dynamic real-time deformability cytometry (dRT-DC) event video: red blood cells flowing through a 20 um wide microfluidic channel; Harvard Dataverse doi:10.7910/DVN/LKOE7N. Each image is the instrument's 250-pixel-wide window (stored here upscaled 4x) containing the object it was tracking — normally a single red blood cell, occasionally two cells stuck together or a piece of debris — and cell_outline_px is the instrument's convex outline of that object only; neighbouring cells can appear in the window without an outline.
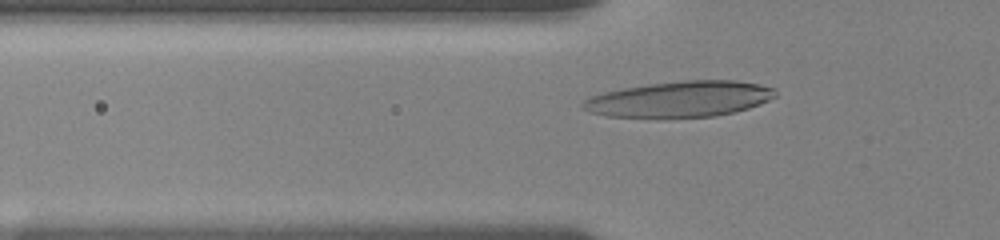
{"species": "human", "species_latin": "Homo sapiens", "temperature_condition": "room temperature", "stored_images_in_passage": 90, "camera_frame_rate_fps": 3000, "um_per_image_px": 0.085, "donor": {"sex": "female"}, "frame": {"image": 1, "passage_image": 21, "time_ms": 4.667, "image_size_px": [1000, 240], "cell_outline_px": [[776, 96], [760, 104], [736, 112], [716, 116], [656, 120], [608, 116], [588, 112], [580, 108], [580, 104], [584, 100], [592, 96], [604, 92], [624, 88], [648, 84], [684, 80], [736, 80], [760, 84], [776, 88]], "centroid_in_image_um": [57.75, 8.46], "position_along_channel_um": 68.1, "area_um2": 41.44}}
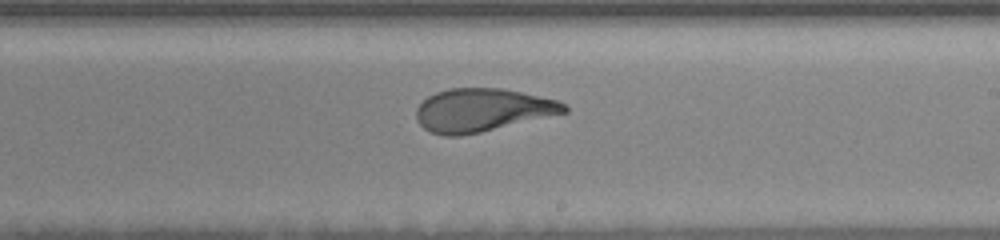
{"frame": {"image": 2, "passage_image": 54, "time_ms": 9.667, "image_size_px": [1000, 240], "cell_outline_px": [[568, 112], [480, 132], [460, 136], [444, 136], [428, 132], [416, 120], [416, 108], [428, 96], [436, 92], [448, 88], [500, 88], [520, 92], [556, 100], [564, 104], [568, 108]], "centroid_in_image_um": [40.94, 9.36], "position_along_channel_um": 248.1, "area_um2": 36.99}}
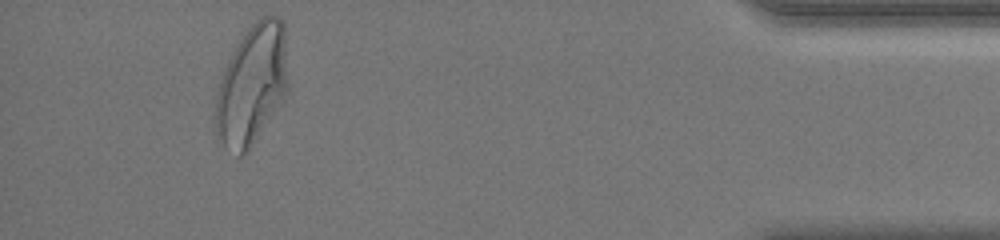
{"frame": {"image": 3, "passage_image": 84, "time_ms": 15.667, "image_size_px": [1000, 240], "cell_outline_px": [[288, 88], [284, 96], [248, 152], [240, 156], [236, 156], [216, 136], [216, 96], [220, 80], [228, 60], [236, 44], [248, 28], [264, 12], [276, 16], [284, 20], [288, 84]], "centroid_in_image_um": [21.43, 7.15], "position_along_channel_um": 413.8, "area_um2": 50.63}, "authors_computed_cell_mechanics": {"area_um2": 37.6567, "velocity_mm_per_s": 3.6211, "shape_relaxation_time_tau1_ms": 5.6559, "shape_relaxation_time_tau2_ms": 1.1503, "deformation_change_tau1": 0.2215, "deformation_change_tau2": 0.0857}}